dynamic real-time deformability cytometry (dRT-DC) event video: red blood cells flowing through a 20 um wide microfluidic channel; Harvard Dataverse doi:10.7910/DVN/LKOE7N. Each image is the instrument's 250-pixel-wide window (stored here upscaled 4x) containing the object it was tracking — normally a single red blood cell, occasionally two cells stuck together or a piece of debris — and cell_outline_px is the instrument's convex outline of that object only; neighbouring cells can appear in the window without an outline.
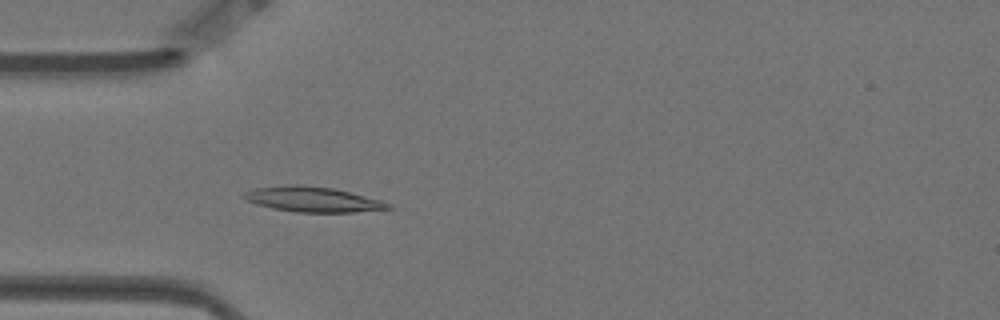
{"species": "Egyptian fruit bat (a non-hibernating species)", "species_latin": "Rousettus aegyptiacus", "temperature_condition": "warm", "stored_images_in_passage": 5, "camera_frame_rate_fps": 3000, "um_per_image_px": 0.085, "animal": {"sex": "female"}, "frame": {"image": 1, "passage_image": 5, "time_ms": 1.333, "image_size_px": [1000, 320], "cell_outline_px": [[392, 208], [352, 212], [296, 212], [272, 208], [256, 204], [240, 196], [244, 192], [256, 188], [288, 184], [300, 184], [332, 188], [380, 200], [392, 204]], "centroid_in_image_um": [26.54, 16.94], "position_along_channel_um": 58.5, "area_um2": 20.98}}